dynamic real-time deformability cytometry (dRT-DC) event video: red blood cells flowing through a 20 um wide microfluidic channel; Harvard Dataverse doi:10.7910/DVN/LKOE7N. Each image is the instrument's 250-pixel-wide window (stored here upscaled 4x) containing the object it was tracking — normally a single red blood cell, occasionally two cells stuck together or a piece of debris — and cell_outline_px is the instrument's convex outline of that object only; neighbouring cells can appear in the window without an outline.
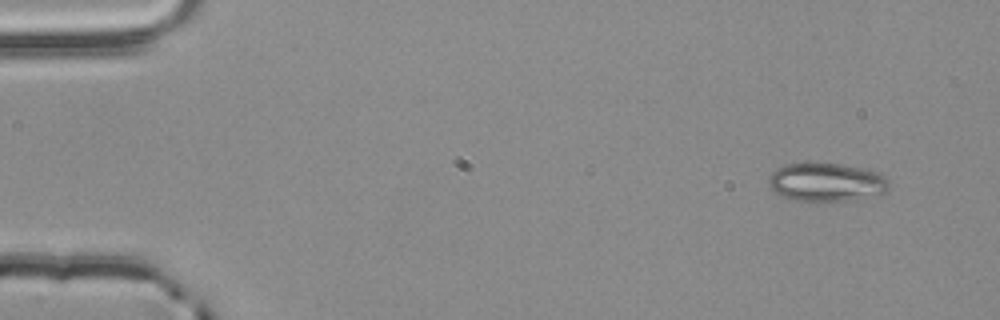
{"species": "common noctule bat (a hibernating species)", "species_latin": "Nyctalus noctula", "temperature_condition": "room temperature", "stored_images_in_passage": 4, "camera_frame_rate_fps": 3000, "um_per_image_px": 0.085, "animal": {"sex": "male", "body_mass_g": 20.4}, "frame": {"image": 1, "passage_image": 1, "time_ms": 0.0, "image_size_px": [1000, 320], "cell_outline_px": [[888, 192], [880, 196], [856, 200], [788, 200], [772, 192], [768, 184], [768, 176], [776, 168], [784, 164], [840, 164], [860, 168], [876, 172], [884, 176], [888, 180]], "centroid_in_image_um": [70.23, 15.51], "position_along_channel_um": 14.8, "area_um2": 27.17}}